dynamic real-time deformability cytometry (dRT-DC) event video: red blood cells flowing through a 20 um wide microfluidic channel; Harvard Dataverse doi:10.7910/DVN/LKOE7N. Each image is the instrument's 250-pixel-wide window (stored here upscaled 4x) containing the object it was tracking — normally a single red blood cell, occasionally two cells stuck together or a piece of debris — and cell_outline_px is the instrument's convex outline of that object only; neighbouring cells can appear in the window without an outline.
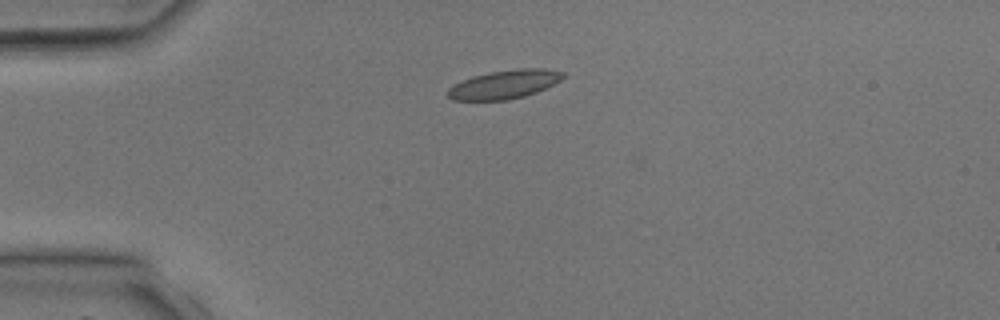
{"species": "common noctule bat (a hibernating species)", "species_latin": "Nyctalus noctula", "temperature_condition": "room temperature", "stored_images_in_passage": 4, "camera_frame_rate_fps": 3000, "um_per_image_px": 0.085, "animal": {"sex": "male", "body_mass_g": 17.9, "forearm_length_mm": 54.2}, "frame": {"image": 1, "passage_image": 3, "time_ms": 2.333, "image_size_px": [1000, 320], "cell_outline_px": [[564, 76], [560, 80], [536, 92], [524, 96], [508, 100], [452, 100], [448, 96], [448, 88], [472, 76], [488, 72], [520, 68], [544, 68], [564, 72]], "centroid_in_image_um": [42.87, 7.17], "position_along_channel_um": 42.1, "area_um2": 19.07}}